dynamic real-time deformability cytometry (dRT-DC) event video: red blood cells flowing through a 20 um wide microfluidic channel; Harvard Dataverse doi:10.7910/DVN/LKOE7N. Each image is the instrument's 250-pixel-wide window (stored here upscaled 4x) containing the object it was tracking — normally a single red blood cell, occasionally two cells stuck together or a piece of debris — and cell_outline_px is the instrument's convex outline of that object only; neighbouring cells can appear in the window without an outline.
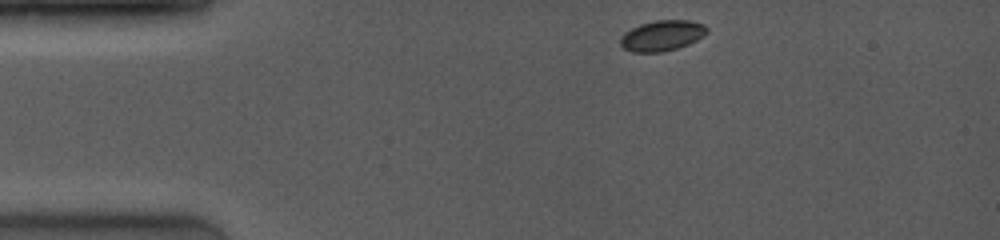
{"species": "common noctule bat (a hibernating species)", "species_latin": "Nyctalus noctula", "temperature_condition": "room temperature", "stored_images_in_passage": 3, "camera_frame_rate_fps": 4000, "um_per_image_px": 0.085, "animal": {"sex": "female", "body_mass_g": 19.0, "forearm_length_mm": 53.3}, "frame": {"image": 1, "passage_image": 1, "time_ms": 0.0, "image_size_px": [1000, 240], "cell_outline_px": [[708, 32], [704, 36], [688, 44], [676, 48], [660, 52], [632, 52], [624, 48], [620, 44], [620, 36], [624, 32], [640, 24], [656, 20], [688, 20], [704, 24], [708, 28]], "centroid_in_image_um": [56.27, 3.02], "position_along_channel_um": 28.7, "area_um2": 15.43}}